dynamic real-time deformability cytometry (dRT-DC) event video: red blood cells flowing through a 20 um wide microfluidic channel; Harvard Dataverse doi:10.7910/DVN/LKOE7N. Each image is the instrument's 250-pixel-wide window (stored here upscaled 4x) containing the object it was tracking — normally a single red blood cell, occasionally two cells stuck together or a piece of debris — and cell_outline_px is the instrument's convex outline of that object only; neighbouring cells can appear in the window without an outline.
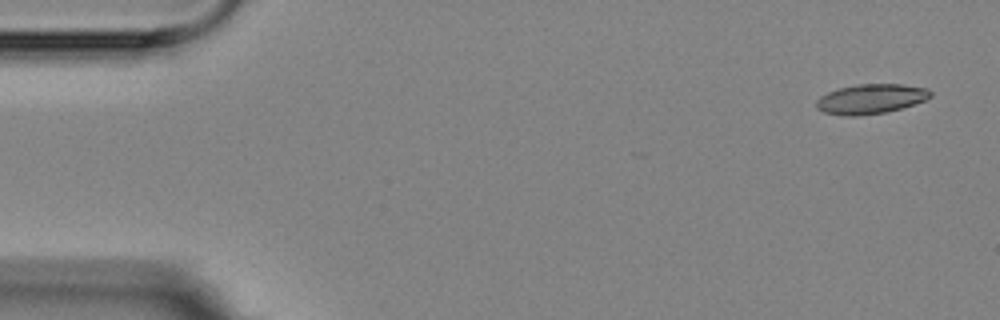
{"species": "Egyptian fruit bat (a non-hibernating species)", "species_latin": "Rousettus aegyptiacus", "temperature_condition": "room temperature", "stored_images_in_passage": 5, "camera_frame_rate_fps": 3000, "um_per_image_px": 0.085, "animal": {"sex": "female"}, "frame": {"image": 1, "passage_image": 1, "time_ms": 0.0, "image_size_px": [1000, 320], "cell_outline_px": [[932, 96], [924, 100], [900, 108], [884, 112], [856, 116], [844, 116], [824, 112], [816, 108], [816, 100], [820, 96], [828, 92], [840, 88], [856, 84], [900, 84], [928, 88], [932, 92]], "centroid_in_image_um": [73.99, 8.4], "position_along_channel_um": 11.0, "area_um2": 19.65}}
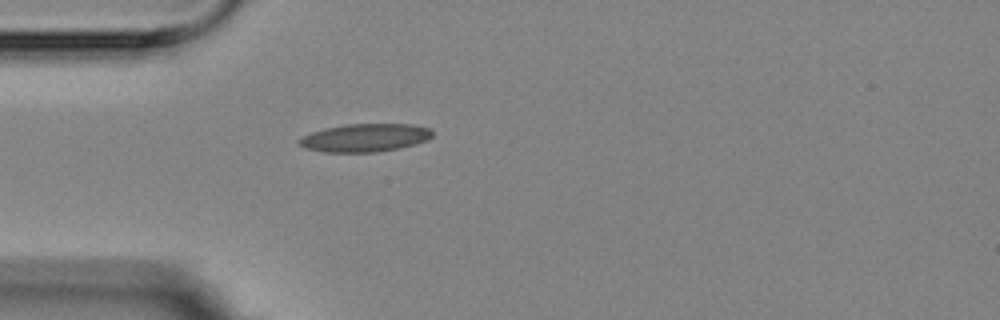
{"frame": {"image": 2, "passage_image": 5, "time_ms": 4.333, "image_size_px": [1000, 320], "cell_outline_px": [[432, 136], [428, 140], [416, 144], [376, 152], [324, 152], [304, 148], [296, 140], [312, 132], [324, 128], [344, 124], [412, 124], [428, 128], [432, 132]], "centroid_in_image_um": [31.0, 11.7], "position_along_channel_um": 54.0, "area_um2": 21.73}}